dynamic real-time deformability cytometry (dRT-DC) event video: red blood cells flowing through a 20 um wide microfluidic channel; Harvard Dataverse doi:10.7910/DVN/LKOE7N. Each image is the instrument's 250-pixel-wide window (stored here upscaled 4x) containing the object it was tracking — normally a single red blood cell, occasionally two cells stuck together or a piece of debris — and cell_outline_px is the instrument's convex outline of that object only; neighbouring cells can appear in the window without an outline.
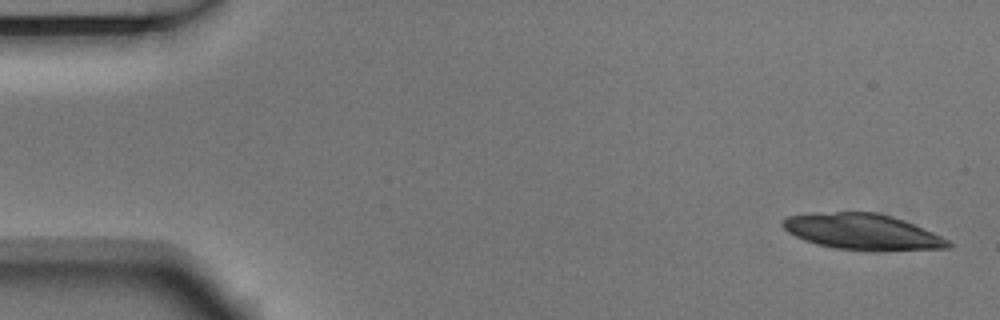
{"species": "Egyptian fruit bat (a non-hibernating species)", "species_latin": "Rousettus aegyptiacus", "temperature_condition": "room temperature", "stored_images_in_passage": 4, "camera_frame_rate_fps": 3000, "um_per_image_px": 0.085, "animal": {"sex": "male"}, "frame": {"image": 1, "passage_image": 1, "time_ms": 0.0, "image_size_px": [1000, 320], "cell_outline_px": [[952, 244], [948, 248], [880, 252], [872, 252], [836, 248], [816, 244], [804, 240], [788, 232], [780, 224], [780, 220], [788, 216], [808, 212], [876, 212], [892, 216], [904, 220], [932, 232], [948, 240]], "centroid_in_image_um": [73.27, 19.71], "position_along_channel_um": 11.7, "area_um2": 35.2}}